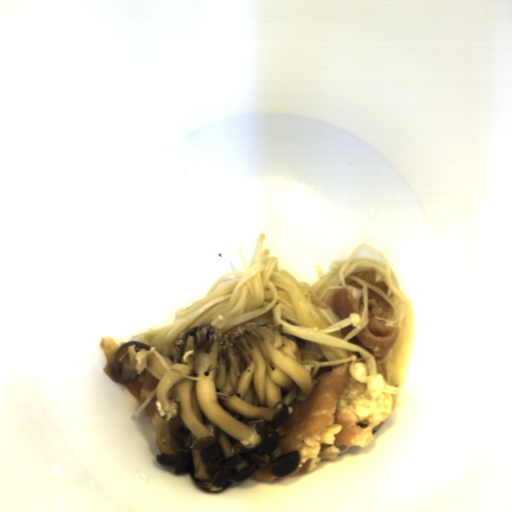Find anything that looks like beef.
<instances>
[{
	"instance_id": "1",
	"label": "beef",
	"mask_w": 512,
	"mask_h": 512,
	"mask_svg": "<svg viewBox=\"0 0 512 512\" xmlns=\"http://www.w3.org/2000/svg\"><path fill=\"white\" fill-rule=\"evenodd\" d=\"M351 363L322 366L314 375V389L304 400L289 403L293 413L280 425L282 453L299 451L298 467L285 476H274L270 466H259L253 478L274 482L309 471L321 460L335 461L337 445L365 449L374 429L392 413L390 393H372L350 372Z\"/></svg>"
},
{
	"instance_id": "2",
	"label": "beef",
	"mask_w": 512,
	"mask_h": 512,
	"mask_svg": "<svg viewBox=\"0 0 512 512\" xmlns=\"http://www.w3.org/2000/svg\"><path fill=\"white\" fill-rule=\"evenodd\" d=\"M368 323L349 342L357 344L377 360L383 359L393 349L399 335L394 305L367 288Z\"/></svg>"
},
{
	"instance_id": "3",
	"label": "beef",
	"mask_w": 512,
	"mask_h": 512,
	"mask_svg": "<svg viewBox=\"0 0 512 512\" xmlns=\"http://www.w3.org/2000/svg\"><path fill=\"white\" fill-rule=\"evenodd\" d=\"M327 303L340 319H347L351 313L360 315L365 309L362 286L358 281L346 278L345 287L334 290Z\"/></svg>"
},
{
	"instance_id": "4",
	"label": "beef",
	"mask_w": 512,
	"mask_h": 512,
	"mask_svg": "<svg viewBox=\"0 0 512 512\" xmlns=\"http://www.w3.org/2000/svg\"><path fill=\"white\" fill-rule=\"evenodd\" d=\"M160 380L147 371H143L138 378L131 383H123L131 395L140 403L144 404L146 399L158 385Z\"/></svg>"
},
{
	"instance_id": "5",
	"label": "beef",
	"mask_w": 512,
	"mask_h": 512,
	"mask_svg": "<svg viewBox=\"0 0 512 512\" xmlns=\"http://www.w3.org/2000/svg\"><path fill=\"white\" fill-rule=\"evenodd\" d=\"M124 343L126 342L124 341L116 344L115 340L111 336H102L100 340V344L106 360L103 371L110 378V380L116 384L120 382L117 380L113 369L114 358L118 348Z\"/></svg>"
},
{
	"instance_id": "6",
	"label": "beef",
	"mask_w": 512,
	"mask_h": 512,
	"mask_svg": "<svg viewBox=\"0 0 512 512\" xmlns=\"http://www.w3.org/2000/svg\"><path fill=\"white\" fill-rule=\"evenodd\" d=\"M353 277L365 281L387 294L389 286L376 271H355Z\"/></svg>"
},
{
	"instance_id": "7",
	"label": "beef",
	"mask_w": 512,
	"mask_h": 512,
	"mask_svg": "<svg viewBox=\"0 0 512 512\" xmlns=\"http://www.w3.org/2000/svg\"><path fill=\"white\" fill-rule=\"evenodd\" d=\"M300 357L302 361H317V362H328L329 360L324 357H319L315 355L314 353L308 352V350L301 349L300 350Z\"/></svg>"
},
{
	"instance_id": "8",
	"label": "beef",
	"mask_w": 512,
	"mask_h": 512,
	"mask_svg": "<svg viewBox=\"0 0 512 512\" xmlns=\"http://www.w3.org/2000/svg\"><path fill=\"white\" fill-rule=\"evenodd\" d=\"M156 394H157V392L153 395V397L143 407L146 410L150 420H152L153 422H154L155 414H156Z\"/></svg>"
},
{
	"instance_id": "9",
	"label": "beef",
	"mask_w": 512,
	"mask_h": 512,
	"mask_svg": "<svg viewBox=\"0 0 512 512\" xmlns=\"http://www.w3.org/2000/svg\"><path fill=\"white\" fill-rule=\"evenodd\" d=\"M356 327L351 324H349L348 326L346 327H343L342 329H340L339 333L340 335L344 338L346 337L347 335H349Z\"/></svg>"
}]
</instances>
